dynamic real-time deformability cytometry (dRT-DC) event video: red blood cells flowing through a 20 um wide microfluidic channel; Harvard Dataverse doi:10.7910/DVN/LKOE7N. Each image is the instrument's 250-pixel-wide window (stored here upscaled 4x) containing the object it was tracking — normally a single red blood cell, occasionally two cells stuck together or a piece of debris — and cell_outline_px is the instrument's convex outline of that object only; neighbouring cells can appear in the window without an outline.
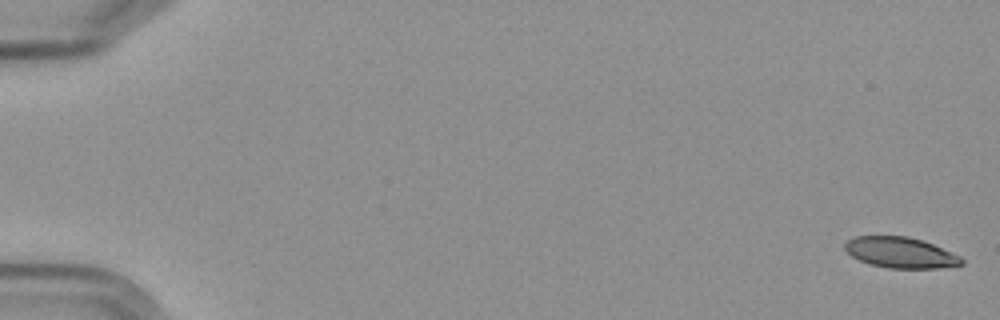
{"species": "Egyptian fruit bat (a non-hibernating species)", "species_latin": "Rousettus aegyptiacus", "temperature_condition": "cold", "stored_images_in_passage": 5, "camera_frame_rate_fps": 3000, "um_per_image_px": 0.085, "frame": {"image": 1, "passage_image": 1, "time_ms": 0.0, "image_size_px": [1000, 320], "cell_outline_px": [[964, 264], [936, 268], [888, 268], [872, 264], [860, 260], [852, 256], [844, 248], [844, 244], [848, 240], [856, 236], [908, 236], [932, 244], [960, 256], [964, 260]], "centroid_in_image_um": [76.54, 21.47], "position_along_channel_um": 8.5, "area_um2": 20.63}}
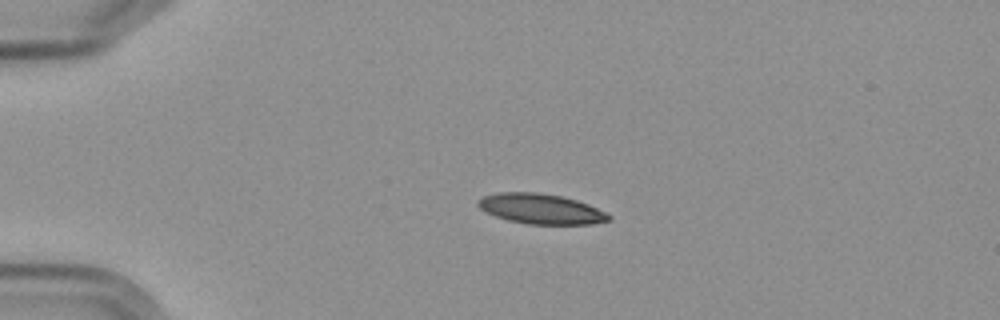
{"frame": {"image": 2, "passage_image": 4, "time_ms": 4.333, "image_size_px": [1000, 320], "cell_outline_px": [[612, 216], [608, 220], [592, 224], [528, 224], [508, 220], [496, 216], [480, 208], [476, 204], [476, 200], [484, 196], [496, 192], [536, 192], [560, 196], [576, 200], [588, 204]], "centroid_in_image_um": [45.94, 17.75], "position_along_channel_um": 39.1, "area_um2": 22.77}}